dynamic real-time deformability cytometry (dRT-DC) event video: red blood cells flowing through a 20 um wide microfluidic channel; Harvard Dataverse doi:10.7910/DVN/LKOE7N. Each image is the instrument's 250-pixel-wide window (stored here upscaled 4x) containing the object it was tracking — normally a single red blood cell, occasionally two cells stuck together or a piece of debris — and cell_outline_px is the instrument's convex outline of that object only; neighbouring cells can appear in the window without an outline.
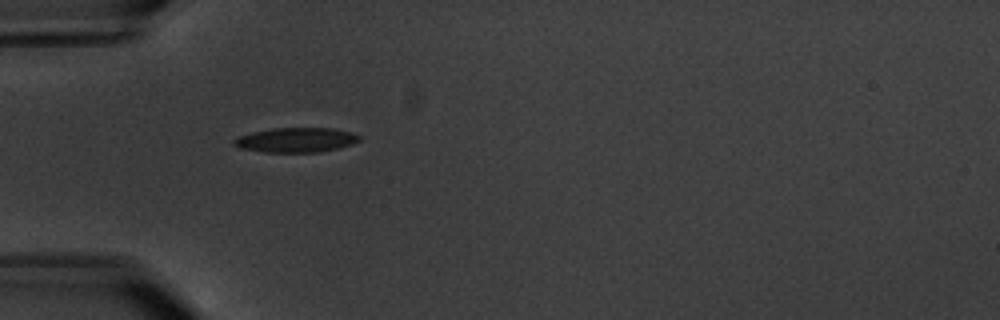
{"species": "common noctule bat (a hibernating species)", "species_latin": "Nyctalus noctula", "temperature_condition": "warm", "stored_images_in_passage": 5, "camera_frame_rate_fps": 3000, "um_per_image_px": 0.085, "animal": {"sex": "male", "body_mass_g": 20.1, "forearm_length_mm": 53.5}, "frame": {"image": 1, "passage_image": 4, "time_ms": 4.333, "image_size_px": [1000, 320], "cell_outline_px": [[360, 140], [352, 144], [340, 148], [320, 152], [264, 152], [240, 148], [232, 144], [232, 140], [240, 136], [252, 132], [272, 128], [332, 128], [352, 132], [360, 136]], "centroid_in_image_um": [25.17, 11.9], "position_along_channel_um": 59.8, "area_um2": 18.09}}